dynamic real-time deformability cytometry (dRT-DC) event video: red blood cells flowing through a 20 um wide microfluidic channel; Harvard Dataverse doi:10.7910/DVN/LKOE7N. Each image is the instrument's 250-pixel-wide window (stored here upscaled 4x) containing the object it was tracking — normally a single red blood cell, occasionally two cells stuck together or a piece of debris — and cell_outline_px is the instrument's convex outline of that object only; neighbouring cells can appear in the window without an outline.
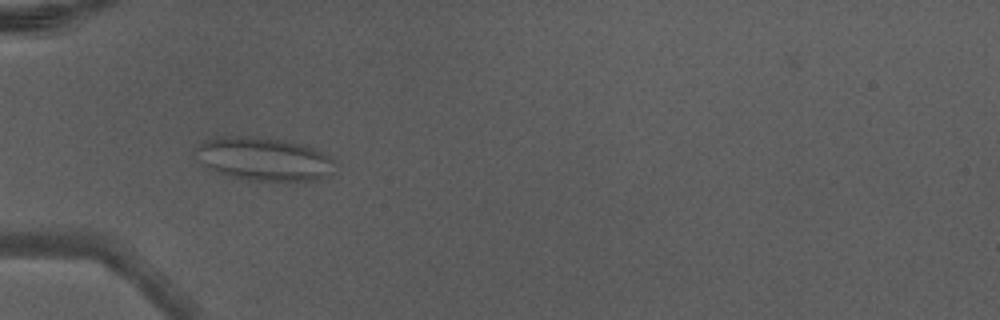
{"species": "Egyptian fruit bat (a non-hibernating species)", "species_latin": "Rousettus aegyptiacus", "temperature_condition": "warm", "stored_images_in_passage": 5, "camera_frame_rate_fps": 3000, "um_per_image_px": 0.085, "animal": {"sex": "male"}, "frame": {"image": 1, "passage_image": 5, "time_ms": 1.333, "image_size_px": [1000, 320], "cell_outline_px": [[332, 172], [324, 180], [248, 180], [216, 172], [204, 164], [192, 152], [192, 148], [204, 140], [224, 136], [252, 136], [284, 140], [304, 144], [324, 152], [332, 160]], "centroid_in_image_um": [22.4, 13.49], "position_along_channel_um": 62.6, "area_um2": 35.2}}